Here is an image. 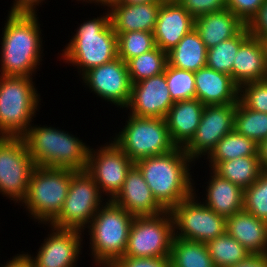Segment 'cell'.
<instances>
[{
    "label": "cell",
    "instance_id": "cell-1",
    "mask_svg": "<svg viewBox=\"0 0 267 267\" xmlns=\"http://www.w3.org/2000/svg\"><path fill=\"white\" fill-rule=\"evenodd\" d=\"M4 19L0 35V75L35 78L43 64L45 50L38 13H8Z\"/></svg>",
    "mask_w": 267,
    "mask_h": 267
},
{
    "label": "cell",
    "instance_id": "cell-2",
    "mask_svg": "<svg viewBox=\"0 0 267 267\" xmlns=\"http://www.w3.org/2000/svg\"><path fill=\"white\" fill-rule=\"evenodd\" d=\"M195 164L183 147L135 162L152 195L165 210H171L194 194L195 176L190 170Z\"/></svg>",
    "mask_w": 267,
    "mask_h": 267
},
{
    "label": "cell",
    "instance_id": "cell-3",
    "mask_svg": "<svg viewBox=\"0 0 267 267\" xmlns=\"http://www.w3.org/2000/svg\"><path fill=\"white\" fill-rule=\"evenodd\" d=\"M107 11V12H106ZM60 55V59L74 66L81 77L86 71L111 62L118 57L117 34L110 22L109 9L102 15L83 20Z\"/></svg>",
    "mask_w": 267,
    "mask_h": 267
},
{
    "label": "cell",
    "instance_id": "cell-4",
    "mask_svg": "<svg viewBox=\"0 0 267 267\" xmlns=\"http://www.w3.org/2000/svg\"><path fill=\"white\" fill-rule=\"evenodd\" d=\"M48 126L32 124L22 136L35 166L85 170L90 145L67 130Z\"/></svg>",
    "mask_w": 267,
    "mask_h": 267
},
{
    "label": "cell",
    "instance_id": "cell-5",
    "mask_svg": "<svg viewBox=\"0 0 267 267\" xmlns=\"http://www.w3.org/2000/svg\"><path fill=\"white\" fill-rule=\"evenodd\" d=\"M135 216L111 200L96 212L84 232H88L90 257L96 267H110L124 256L131 224Z\"/></svg>",
    "mask_w": 267,
    "mask_h": 267
},
{
    "label": "cell",
    "instance_id": "cell-6",
    "mask_svg": "<svg viewBox=\"0 0 267 267\" xmlns=\"http://www.w3.org/2000/svg\"><path fill=\"white\" fill-rule=\"evenodd\" d=\"M33 80L0 75V136L22 137L34 123L41 95Z\"/></svg>",
    "mask_w": 267,
    "mask_h": 267
},
{
    "label": "cell",
    "instance_id": "cell-7",
    "mask_svg": "<svg viewBox=\"0 0 267 267\" xmlns=\"http://www.w3.org/2000/svg\"><path fill=\"white\" fill-rule=\"evenodd\" d=\"M71 183V169L35 166L21 202L26 215L39 225L50 224L60 213Z\"/></svg>",
    "mask_w": 267,
    "mask_h": 267
},
{
    "label": "cell",
    "instance_id": "cell-8",
    "mask_svg": "<svg viewBox=\"0 0 267 267\" xmlns=\"http://www.w3.org/2000/svg\"><path fill=\"white\" fill-rule=\"evenodd\" d=\"M127 116L125 125L111 139L134 163L169 153L177 147L170 138L164 118Z\"/></svg>",
    "mask_w": 267,
    "mask_h": 267
},
{
    "label": "cell",
    "instance_id": "cell-9",
    "mask_svg": "<svg viewBox=\"0 0 267 267\" xmlns=\"http://www.w3.org/2000/svg\"><path fill=\"white\" fill-rule=\"evenodd\" d=\"M104 201V202H103ZM107 201L87 171L71 169V183L59 215L50 223L59 229L84 232L96 212Z\"/></svg>",
    "mask_w": 267,
    "mask_h": 267
},
{
    "label": "cell",
    "instance_id": "cell-10",
    "mask_svg": "<svg viewBox=\"0 0 267 267\" xmlns=\"http://www.w3.org/2000/svg\"><path fill=\"white\" fill-rule=\"evenodd\" d=\"M174 237V220L170 210L154 216H135L124 256L169 257Z\"/></svg>",
    "mask_w": 267,
    "mask_h": 267
},
{
    "label": "cell",
    "instance_id": "cell-11",
    "mask_svg": "<svg viewBox=\"0 0 267 267\" xmlns=\"http://www.w3.org/2000/svg\"><path fill=\"white\" fill-rule=\"evenodd\" d=\"M35 168L22 137L0 136V194L20 205Z\"/></svg>",
    "mask_w": 267,
    "mask_h": 267
},
{
    "label": "cell",
    "instance_id": "cell-12",
    "mask_svg": "<svg viewBox=\"0 0 267 267\" xmlns=\"http://www.w3.org/2000/svg\"><path fill=\"white\" fill-rule=\"evenodd\" d=\"M170 212L177 238L207 243L226 232V217L209 209L194 194Z\"/></svg>",
    "mask_w": 267,
    "mask_h": 267
},
{
    "label": "cell",
    "instance_id": "cell-13",
    "mask_svg": "<svg viewBox=\"0 0 267 267\" xmlns=\"http://www.w3.org/2000/svg\"><path fill=\"white\" fill-rule=\"evenodd\" d=\"M101 146V147H100ZM90 146L85 171L95 180L101 194L112 200L121 190L128 171L135 164L112 140Z\"/></svg>",
    "mask_w": 267,
    "mask_h": 267
},
{
    "label": "cell",
    "instance_id": "cell-14",
    "mask_svg": "<svg viewBox=\"0 0 267 267\" xmlns=\"http://www.w3.org/2000/svg\"><path fill=\"white\" fill-rule=\"evenodd\" d=\"M81 78V79H80ZM84 87L96 97L115 105L120 110L128 105L131 98V81L127 63L117 57L111 62L86 71L79 77Z\"/></svg>",
    "mask_w": 267,
    "mask_h": 267
},
{
    "label": "cell",
    "instance_id": "cell-15",
    "mask_svg": "<svg viewBox=\"0 0 267 267\" xmlns=\"http://www.w3.org/2000/svg\"><path fill=\"white\" fill-rule=\"evenodd\" d=\"M235 111L236 103L205 105L198 129L183 147L195 163L205 160L219 140L234 130Z\"/></svg>",
    "mask_w": 267,
    "mask_h": 267
},
{
    "label": "cell",
    "instance_id": "cell-16",
    "mask_svg": "<svg viewBox=\"0 0 267 267\" xmlns=\"http://www.w3.org/2000/svg\"><path fill=\"white\" fill-rule=\"evenodd\" d=\"M47 237L39 246L36 254L24 252L34 267H76L82 255L84 235L74 229H59L46 224ZM50 233V234H49ZM36 255V256H35Z\"/></svg>",
    "mask_w": 267,
    "mask_h": 267
},
{
    "label": "cell",
    "instance_id": "cell-17",
    "mask_svg": "<svg viewBox=\"0 0 267 267\" xmlns=\"http://www.w3.org/2000/svg\"><path fill=\"white\" fill-rule=\"evenodd\" d=\"M173 104L162 73L132 84L131 98L124 109L136 117L165 118Z\"/></svg>",
    "mask_w": 267,
    "mask_h": 267
},
{
    "label": "cell",
    "instance_id": "cell-18",
    "mask_svg": "<svg viewBox=\"0 0 267 267\" xmlns=\"http://www.w3.org/2000/svg\"><path fill=\"white\" fill-rule=\"evenodd\" d=\"M194 28L195 18L178 1H163L153 32L155 44L167 53Z\"/></svg>",
    "mask_w": 267,
    "mask_h": 267
},
{
    "label": "cell",
    "instance_id": "cell-19",
    "mask_svg": "<svg viewBox=\"0 0 267 267\" xmlns=\"http://www.w3.org/2000/svg\"><path fill=\"white\" fill-rule=\"evenodd\" d=\"M111 201L133 216H154L166 211L152 195L135 164L128 171L121 190Z\"/></svg>",
    "mask_w": 267,
    "mask_h": 267
},
{
    "label": "cell",
    "instance_id": "cell-20",
    "mask_svg": "<svg viewBox=\"0 0 267 267\" xmlns=\"http://www.w3.org/2000/svg\"><path fill=\"white\" fill-rule=\"evenodd\" d=\"M209 179L204 190L203 198L198 195L194 181V195L209 209L224 217L243 211L244 190L231 181L218 175L213 169H209ZM197 191V193H196ZM201 198V199H200ZM206 199V200H205Z\"/></svg>",
    "mask_w": 267,
    "mask_h": 267
},
{
    "label": "cell",
    "instance_id": "cell-21",
    "mask_svg": "<svg viewBox=\"0 0 267 267\" xmlns=\"http://www.w3.org/2000/svg\"><path fill=\"white\" fill-rule=\"evenodd\" d=\"M195 98L204 105H226L239 101V86L228 74L204 67L194 72Z\"/></svg>",
    "mask_w": 267,
    "mask_h": 267
},
{
    "label": "cell",
    "instance_id": "cell-22",
    "mask_svg": "<svg viewBox=\"0 0 267 267\" xmlns=\"http://www.w3.org/2000/svg\"><path fill=\"white\" fill-rule=\"evenodd\" d=\"M205 105L198 99L174 102L165 116L172 142L184 147L194 136L201 122Z\"/></svg>",
    "mask_w": 267,
    "mask_h": 267
},
{
    "label": "cell",
    "instance_id": "cell-23",
    "mask_svg": "<svg viewBox=\"0 0 267 267\" xmlns=\"http://www.w3.org/2000/svg\"><path fill=\"white\" fill-rule=\"evenodd\" d=\"M162 3L116 4L109 9L110 22L116 34L131 31L154 32Z\"/></svg>",
    "mask_w": 267,
    "mask_h": 267
},
{
    "label": "cell",
    "instance_id": "cell-24",
    "mask_svg": "<svg viewBox=\"0 0 267 267\" xmlns=\"http://www.w3.org/2000/svg\"><path fill=\"white\" fill-rule=\"evenodd\" d=\"M226 232L251 254L267 255V222L246 211L226 218Z\"/></svg>",
    "mask_w": 267,
    "mask_h": 267
},
{
    "label": "cell",
    "instance_id": "cell-25",
    "mask_svg": "<svg viewBox=\"0 0 267 267\" xmlns=\"http://www.w3.org/2000/svg\"><path fill=\"white\" fill-rule=\"evenodd\" d=\"M232 79L244 83L267 80L264 49L260 39L250 35L240 46L233 61Z\"/></svg>",
    "mask_w": 267,
    "mask_h": 267
},
{
    "label": "cell",
    "instance_id": "cell-26",
    "mask_svg": "<svg viewBox=\"0 0 267 267\" xmlns=\"http://www.w3.org/2000/svg\"><path fill=\"white\" fill-rule=\"evenodd\" d=\"M245 26L246 24L227 8L195 19V29L207 49L236 36Z\"/></svg>",
    "mask_w": 267,
    "mask_h": 267
},
{
    "label": "cell",
    "instance_id": "cell-27",
    "mask_svg": "<svg viewBox=\"0 0 267 267\" xmlns=\"http://www.w3.org/2000/svg\"><path fill=\"white\" fill-rule=\"evenodd\" d=\"M207 48L194 28L167 52L168 65L196 72L206 67Z\"/></svg>",
    "mask_w": 267,
    "mask_h": 267
},
{
    "label": "cell",
    "instance_id": "cell-28",
    "mask_svg": "<svg viewBox=\"0 0 267 267\" xmlns=\"http://www.w3.org/2000/svg\"><path fill=\"white\" fill-rule=\"evenodd\" d=\"M247 156H258V144L233 130L219 140L205 159L214 169L220 162Z\"/></svg>",
    "mask_w": 267,
    "mask_h": 267
},
{
    "label": "cell",
    "instance_id": "cell-29",
    "mask_svg": "<svg viewBox=\"0 0 267 267\" xmlns=\"http://www.w3.org/2000/svg\"><path fill=\"white\" fill-rule=\"evenodd\" d=\"M171 267H215L206 243L174 237L169 255Z\"/></svg>",
    "mask_w": 267,
    "mask_h": 267
},
{
    "label": "cell",
    "instance_id": "cell-30",
    "mask_svg": "<svg viewBox=\"0 0 267 267\" xmlns=\"http://www.w3.org/2000/svg\"><path fill=\"white\" fill-rule=\"evenodd\" d=\"M213 170L243 190L251 186L262 172L258 156L239 157L223 161Z\"/></svg>",
    "mask_w": 267,
    "mask_h": 267
},
{
    "label": "cell",
    "instance_id": "cell-31",
    "mask_svg": "<svg viewBox=\"0 0 267 267\" xmlns=\"http://www.w3.org/2000/svg\"><path fill=\"white\" fill-rule=\"evenodd\" d=\"M246 25L236 36L207 49L206 67L232 77L233 61L241 44L250 36Z\"/></svg>",
    "mask_w": 267,
    "mask_h": 267
},
{
    "label": "cell",
    "instance_id": "cell-32",
    "mask_svg": "<svg viewBox=\"0 0 267 267\" xmlns=\"http://www.w3.org/2000/svg\"><path fill=\"white\" fill-rule=\"evenodd\" d=\"M206 245L215 267H230L251 255L227 232L208 241Z\"/></svg>",
    "mask_w": 267,
    "mask_h": 267
},
{
    "label": "cell",
    "instance_id": "cell-33",
    "mask_svg": "<svg viewBox=\"0 0 267 267\" xmlns=\"http://www.w3.org/2000/svg\"><path fill=\"white\" fill-rule=\"evenodd\" d=\"M168 64L167 53L158 46L127 62L131 84L164 73Z\"/></svg>",
    "mask_w": 267,
    "mask_h": 267
},
{
    "label": "cell",
    "instance_id": "cell-34",
    "mask_svg": "<svg viewBox=\"0 0 267 267\" xmlns=\"http://www.w3.org/2000/svg\"><path fill=\"white\" fill-rule=\"evenodd\" d=\"M234 130L259 144L267 139V113L248 109L238 101L234 114Z\"/></svg>",
    "mask_w": 267,
    "mask_h": 267
},
{
    "label": "cell",
    "instance_id": "cell-35",
    "mask_svg": "<svg viewBox=\"0 0 267 267\" xmlns=\"http://www.w3.org/2000/svg\"><path fill=\"white\" fill-rule=\"evenodd\" d=\"M118 57L124 62L156 47L154 34L146 31H131L117 34Z\"/></svg>",
    "mask_w": 267,
    "mask_h": 267
},
{
    "label": "cell",
    "instance_id": "cell-36",
    "mask_svg": "<svg viewBox=\"0 0 267 267\" xmlns=\"http://www.w3.org/2000/svg\"><path fill=\"white\" fill-rule=\"evenodd\" d=\"M164 73L171 99L174 102L195 99L194 72L167 64Z\"/></svg>",
    "mask_w": 267,
    "mask_h": 267
},
{
    "label": "cell",
    "instance_id": "cell-37",
    "mask_svg": "<svg viewBox=\"0 0 267 267\" xmlns=\"http://www.w3.org/2000/svg\"><path fill=\"white\" fill-rule=\"evenodd\" d=\"M243 210L267 222V171H262L258 179L244 189Z\"/></svg>",
    "mask_w": 267,
    "mask_h": 267
},
{
    "label": "cell",
    "instance_id": "cell-38",
    "mask_svg": "<svg viewBox=\"0 0 267 267\" xmlns=\"http://www.w3.org/2000/svg\"><path fill=\"white\" fill-rule=\"evenodd\" d=\"M239 101L248 109L267 113V80L242 84Z\"/></svg>",
    "mask_w": 267,
    "mask_h": 267
},
{
    "label": "cell",
    "instance_id": "cell-39",
    "mask_svg": "<svg viewBox=\"0 0 267 267\" xmlns=\"http://www.w3.org/2000/svg\"><path fill=\"white\" fill-rule=\"evenodd\" d=\"M264 2L265 0H230L226 8L248 25L259 13Z\"/></svg>",
    "mask_w": 267,
    "mask_h": 267
},
{
    "label": "cell",
    "instance_id": "cell-40",
    "mask_svg": "<svg viewBox=\"0 0 267 267\" xmlns=\"http://www.w3.org/2000/svg\"><path fill=\"white\" fill-rule=\"evenodd\" d=\"M195 19L211 12L221 11L226 5L221 0H177Z\"/></svg>",
    "mask_w": 267,
    "mask_h": 267
},
{
    "label": "cell",
    "instance_id": "cell-41",
    "mask_svg": "<svg viewBox=\"0 0 267 267\" xmlns=\"http://www.w3.org/2000/svg\"><path fill=\"white\" fill-rule=\"evenodd\" d=\"M110 267H171V265L169 257L138 258L123 256L117 259Z\"/></svg>",
    "mask_w": 267,
    "mask_h": 267
},
{
    "label": "cell",
    "instance_id": "cell-42",
    "mask_svg": "<svg viewBox=\"0 0 267 267\" xmlns=\"http://www.w3.org/2000/svg\"><path fill=\"white\" fill-rule=\"evenodd\" d=\"M247 26L251 35L258 38H267V0L260 8L259 13Z\"/></svg>",
    "mask_w": 267,
    "mask_h": 267
},
{
    "label": "cell",
    "instance_id": "cell-43",
    "mask_svg": "<svg viewBox=\"0 0 267 267\" xmlns=\"http://www.w3.org/2000/svg\"><path fill=\"white\" fill-rule=\"evenodd\" d=\"M45 1L46 0H13L8 13L36 14L37 11L39 12L37 7H42L41 4Z\"/></svg>",
    "mask_w": 267,
    "mask_h": 267
},
{
    "label": "cell",
    "instance_id": "cell-44",
    "mask_svg": "<svg viewBox=\"0 0 267 267\" xmlns=\"http://www.w3.org/2000/svg\"><path fill=\"white\" fill-rule=\"evenodd\" d=\"M230 267H267V255L251 254L245 260Z\"/></svg>",
    "mask_w": 267,
    "mask_h": 267
},
{
    "label": "cell",
    "instance_id": "cell-45",
    "mask_svg": "<svg viewBox=\"0 0 267 267\" xmlns=\"http://www.w3.org/2000/svg\"><path fill=\"white\" fill-rule=\"evenodd\" d=\"M0 267H34L30 259L25 255L24 251L19 254H15L10 259L2 264L0 262Z\"/></svg>",
    "mask_w": 267,
    "mask_h": 267
},
{
    "label": "cell",
    "instance_id": "cell-46",
    "mask_svg": "<svg viewBox=\"0 0 267 267\" xmlns=\"http://www.w3.org/2000/svg\"><path fill=\"white\" fill-rule=\"evenodd\" d=\"M258 157L262 171H267V139L258 144Z\"/></svg>",
    "mask_w": 267,
    "mask_h": 267
},
{
    "label": "cell",
    "instance_id": "cell-47",
    "mask_svg": "<svg viewBox=\"0 0 267 267\" xmlns=\"http://www.w3.org/2000/svg\"><path fill=\"white\" fill-rule=\"evenodd\" d=\"M76 1H78V2L82 1V3L85 2V3H83L84 6H85V4H87V5L88 4L89 5L94 4L96 7L102 6V7H104L103 9L105 10V9H110L113 5L121 3L122 0H76Z\"/></svg>",
    "mask_w": 267,
    "mask_h": 267
},
{
    "label": "cell",
    "instance_id": "cell-48",
    "mask_svg": "<svg viewBox=\"0 0 267 267\" xmlns=\"http://www.w3.org/2000/svg\"><path fill=\"white\" fill-rule=\"evenodd\" d=\"M143 3H163V0H122L120 4H143Z\"/></svg>",
    "mask_w": 267,
    "mask_h": 267
},
{
    "label": "cell",
    "instance_id": "cell-49",
    "mask_svg": "<svg viewBox=\"0 0 267 267\" xmlns=\"http://www.w3.org/2000/svg\"><path fill=\"white\" fill-rule=\"evenodd\" d=\"M263 49H264V56H265V63H266V67H267V38H259Z\"/></svg>",
    "mask_w": 267,
    "mask_h": 267
},
{
    "label": "cell",
    "instance_id": "cell-50",
    "mask_svg": "<svg viewBox=\"0 0 267 267\" xmlns=\"http://www.w3.org/2000/svg\"><path fill=\"white\" fill-rule=\"evenodd\" d=\"M225 5L230 1V0H221Z\"/></svg>",
    "mask_w": 267,
    "mask_h": 267
}]
</instances>
